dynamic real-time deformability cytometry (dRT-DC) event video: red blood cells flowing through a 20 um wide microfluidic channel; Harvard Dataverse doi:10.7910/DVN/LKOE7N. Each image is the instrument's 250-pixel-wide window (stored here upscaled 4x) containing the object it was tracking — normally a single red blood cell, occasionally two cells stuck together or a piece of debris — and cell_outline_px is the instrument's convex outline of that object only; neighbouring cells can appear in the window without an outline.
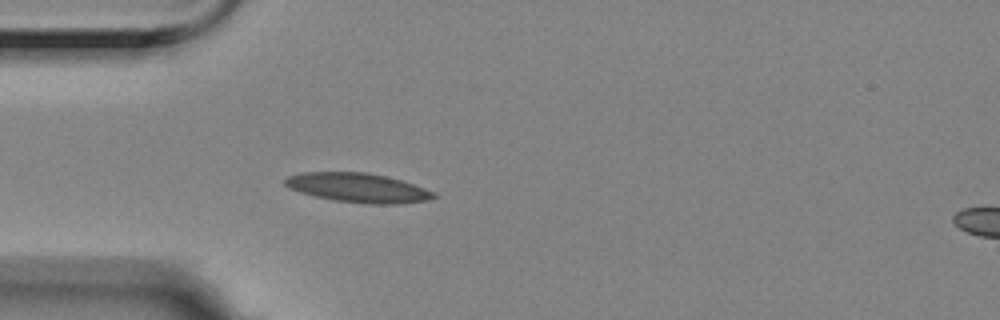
{"species": "Egyptian fruit bat (a non-hibernating species)", "species_latin": "Rousettus aegyptiacus", "temperature_condition": "room temperature", "stored_images_in_passage": 5, "camera_frame_rate_fps": 3000, "um_per_image_px": 0.085, "animal": {"sex": "female"}, "frame": {"image": 1, "passage_image": 5, "time_ms": 1.333, "image_size_px": [1000, 320], "cell_outline_px": [[440, 196], [428, 200], [400, 204], [364, 204], [336, 200], [316, 196], [300, 192], [288, 188], [284, 184], [284, 180], [288, 176], [304, 172], [368, 172], [400, 180], [436, 192]], "centroid_in_image_um": [30.45, 15.96], "position_along_channel_um": 54.5, "area_um2": 25.37}}